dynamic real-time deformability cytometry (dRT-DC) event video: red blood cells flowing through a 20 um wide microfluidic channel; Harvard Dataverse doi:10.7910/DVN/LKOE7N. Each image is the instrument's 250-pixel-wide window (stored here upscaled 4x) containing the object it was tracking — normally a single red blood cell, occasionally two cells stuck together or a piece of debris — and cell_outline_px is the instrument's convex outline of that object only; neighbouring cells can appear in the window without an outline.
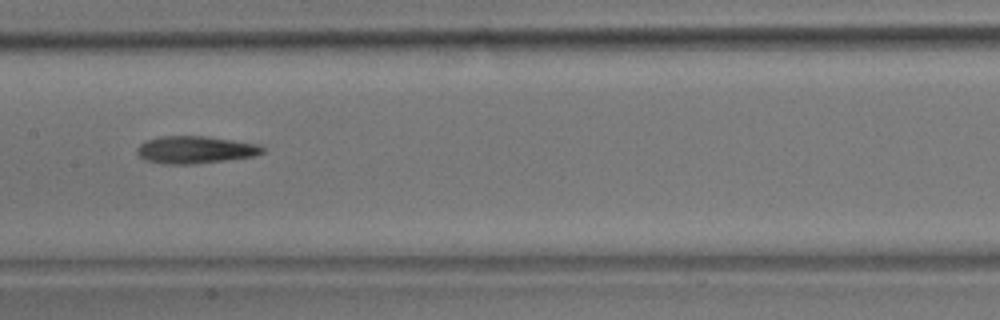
{"species": "common noctule bat (a hibernating species)", "species_latin": "Nyctalus noctula", "temperature_condition": "room temperature", "stored_images_in_passage": 10, "camera_frame_rate_fps": 3000, "um_per_image_px": 0.085, "animal": {"sex": "male", "body_mass_g": 17.9}, "frame": {"image": 1, "passage_image": 7, "time_ms": 2.0, "image_size_px": [1000, 320], "cell_outline_px": [[264, 152], [256, 156], [192, 164], [164, 164], [144, 160], [136, 152], [136, 148], [144, 140], [160, 136], [208, 136], [260, 144], [264, 148]], "centroid_in_image_um": [16.58, 12.72], "position_along_channel_um": 190.8, "area_um2": 20.23}}
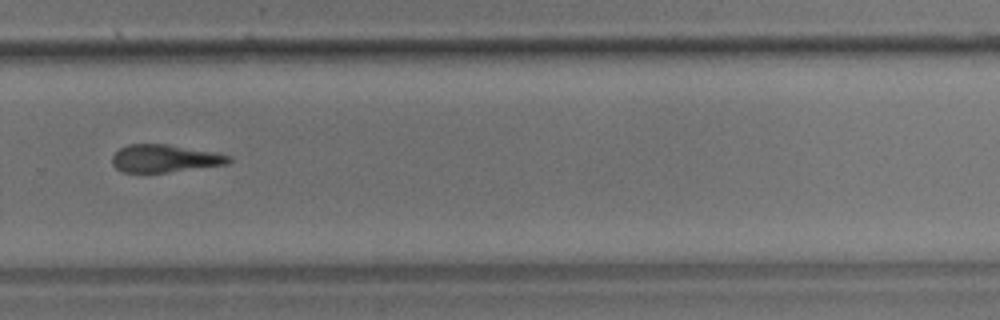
{"frame": {"image": 2, "passage_image": 10, "time_ms": 3.0, "image_size_px": [1000, 320], "cell_outline_px": [[232, 160], [228, 164], [168, 172], [124, 172], [116, 168], [112, 164], [112, 156], [120, 148], [128, 144], [168, 144], [216, 152], [232, 156]], "centroid_in_image_um": [14.03, 13.46], "position_along_channel_um": 315.8, "area_um2": 18.84}}